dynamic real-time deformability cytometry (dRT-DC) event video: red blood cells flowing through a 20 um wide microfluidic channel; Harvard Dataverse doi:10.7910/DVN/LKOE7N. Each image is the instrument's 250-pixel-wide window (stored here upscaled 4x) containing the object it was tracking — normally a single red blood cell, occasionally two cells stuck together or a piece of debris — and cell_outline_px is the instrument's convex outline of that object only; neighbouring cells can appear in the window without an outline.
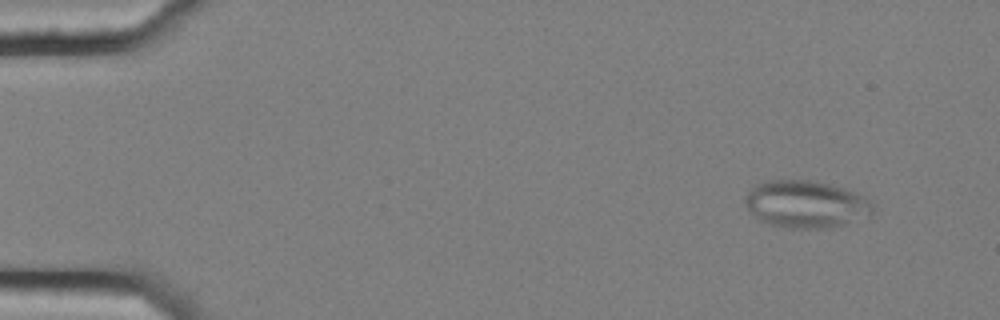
{"species": "common noctule bat (a hibernating species)", "species_latin": "Nyctalus noctula", "temperature_condition": "cold", "stored_images_in_passage": 6, "camera_frame_rate_fps": 3000, "um_per_image_px": 0.085, "animal": {"sex": "female", "body_mass_g": 25.1}, "frame": {"image": 1, "passage_image": 1, "time_ms": 0.0, "image_size_px": [1000, 320], "cell_outline_px": [[872, 212], [868, 216], [832, 228], [788, 228], [772, 224], [760, 220], [748, 212], [744, 200], [748, 188], [756, 184], [768, 180], [816, 180], [832, 184], [844, 188], [864, 196], [872, 204]], "centroid_in_image_um": [68.46, 17.34], "position_along_channel_um": 16.5, "area_um2": 35.43}}